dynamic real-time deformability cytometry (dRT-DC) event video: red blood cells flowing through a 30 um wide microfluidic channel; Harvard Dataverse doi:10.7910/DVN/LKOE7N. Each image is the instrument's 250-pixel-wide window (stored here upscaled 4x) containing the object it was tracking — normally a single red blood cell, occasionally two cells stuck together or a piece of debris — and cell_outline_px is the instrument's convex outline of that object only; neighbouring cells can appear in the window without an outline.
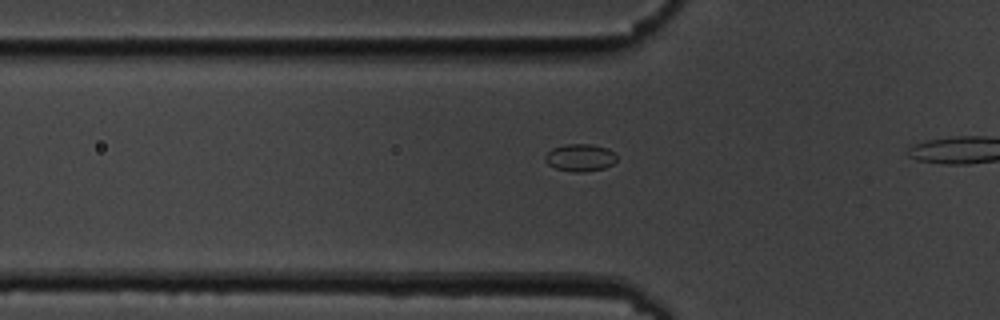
{"species": "common noctule bat (a hibernating species)", "species_latin": "Nyctalus noctula", "temperature_condition": "cold", "stored_images_in_passage": 11, "camera_frame_rate_fps": 3000, "um_per_image_px": 0.085, "animal": {"sex": "male", "body_mass_g": 19.5, "forearm_length_mm": 54.6}, "frame": {"image": 1, "passage_image": 5, "time_ms": 1.333, "image_size_px": [1000, 320], "cell_outline_px": [[616, 160], [612, 164], [604, 168], [584, 172], [572, 172], [556, 168], [548, 164], [544, 160], [544, 156], [552, 148], [564, 144], [592, 144], [608, 148], [616, 156]], "centroid_in_image_um": [49.29, 13.39], "position_along_channel_um": 76.5, "area_um2": 11.44}}
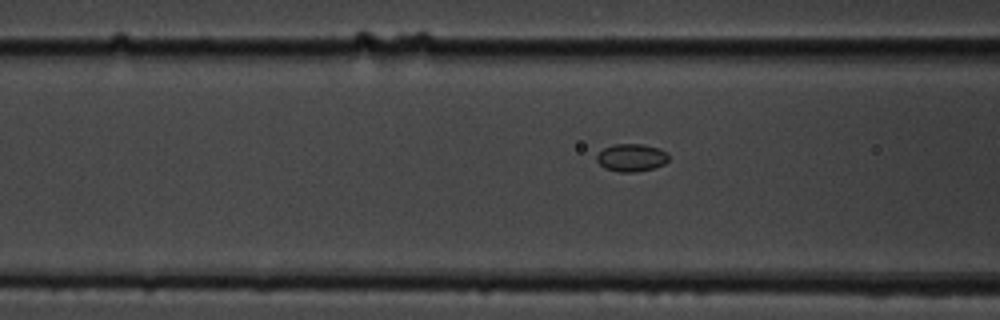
{"frame": {"image": 2, "passage_image": 8, "time_ms": 2.333, "image_size_px": [1000, 320], "cell_outline_px": [[668, 160], [664, 164], [656, 168], [636, 172], [620, 172], [604, 168], [596, 160], [596, 156], [604, 148], [612, 144], [644, 144], [660, 148], [668, 152]], "centroid_in_image_um": [53.7, 13.4], "position_along_channel_um": 112.9, "area_um2": 11.79}}